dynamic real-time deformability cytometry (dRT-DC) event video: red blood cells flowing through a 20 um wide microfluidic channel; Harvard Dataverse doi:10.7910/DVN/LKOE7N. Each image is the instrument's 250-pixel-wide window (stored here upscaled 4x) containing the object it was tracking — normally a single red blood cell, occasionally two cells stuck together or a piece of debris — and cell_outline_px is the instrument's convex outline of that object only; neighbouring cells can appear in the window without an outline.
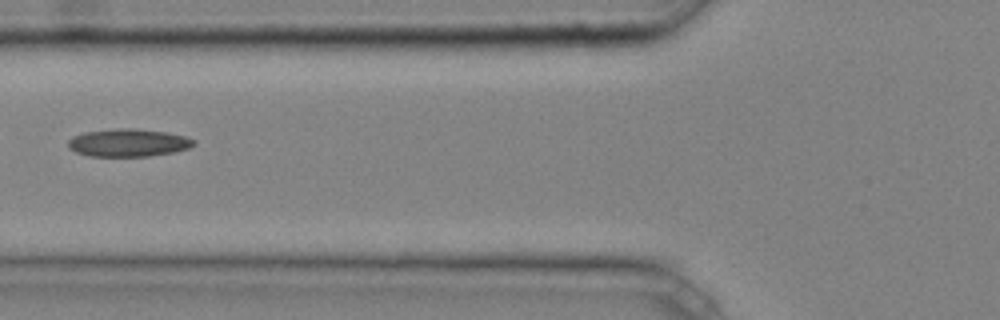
{"species": "common noctule bat (a hibernating species)", "species_latin": "Nyctalus noctula", "temperature_condition": "cold", "stored_images_in_passage": 7, "camera_frame_rate_fps": 3000, "um_per_image_px": 0.085, "animal": {"sex": "male", "body_mass_g": 20.4}, "frame": {"image": 1, "passage_image": 5, "time_ms": 1.333, "image_size_px": [1000, 320], "cell_outline_px": [[196, 144], [188, 148], [176, 152], [148, 156], [88, 156], [76, 152], [68, 148], [68, 140], [72, 136], [84, 132], [120, 128], [132, 128], [168, 132], [184, 136], [196, 140]], "centroid_in_image_um": [10.91, 12.13], "position_along_channel_um": 114.9, "area_um2": 20.46}}
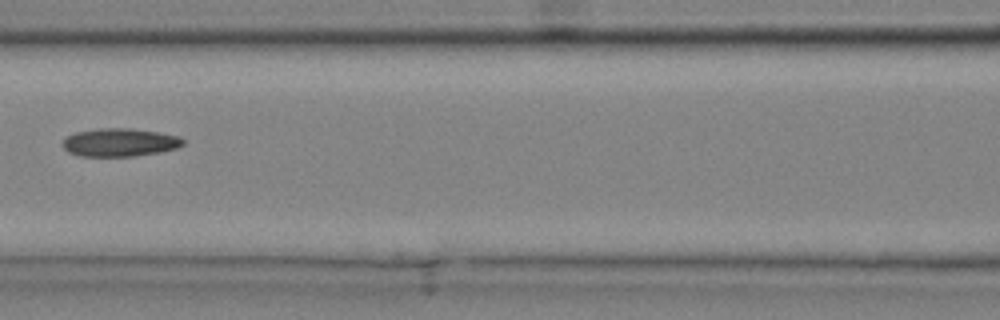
{"frame": {"image": 2, "passage_image": 6, "time_ms": 1.667, "image_size_px": [1000, 320], "cell_outline_px": [[184, 144], [176, 148], [160, 152], [136, 156], [80, 156], [68, 152], [64, 148], [64, 136], [76, 132], [100, 128], [132, 128], [180, 136], [184, 140]], "centroid_in_image_um": [10.18, 12.1], "position_along_channel_um": 156.4, "area_um2": 19.77}}